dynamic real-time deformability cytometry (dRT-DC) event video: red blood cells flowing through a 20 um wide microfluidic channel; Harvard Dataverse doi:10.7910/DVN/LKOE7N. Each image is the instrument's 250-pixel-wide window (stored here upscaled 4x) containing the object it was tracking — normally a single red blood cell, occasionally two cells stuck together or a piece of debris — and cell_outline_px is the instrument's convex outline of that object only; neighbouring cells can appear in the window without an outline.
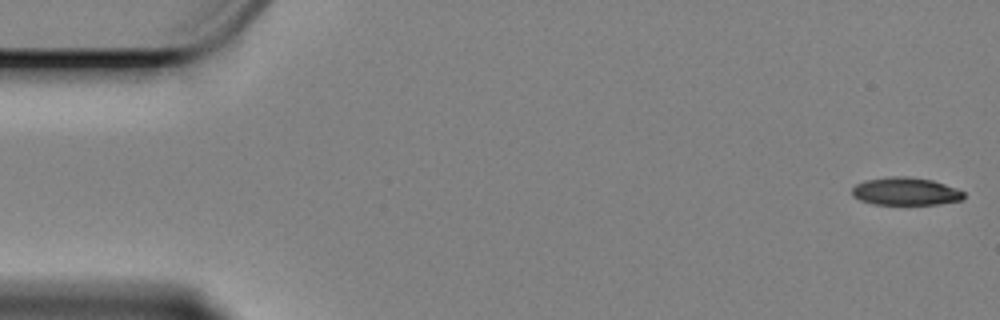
{"species": "Egyptian fruit bat (a non-hibernating species)", "species_latin": "Rousettus aegyptiacus", "temperature_condition": "cold", "stored_images_in_passage": 6, "camera_frame_rate_fps": 3000, "um_per_image_px": 0.085, "animal": {"sex": "female"}, "frame": {"image": 1, "passage_image": 1, "time_ms": 0.0, "image_size_px": [1000, 320], "cell_outline_px": [[964, 200], [940, 204], [872, 204], [860, 200], [852, 196], [852, 188], [856, 184], [864, 180], [888, 176], [908, 176], [932, 180], [944, 184], [964, 192]], "centroid_in_image_um": [76.95, 16.26], "position_along_channel_um": 8.0, "area_um2": 18.21}}